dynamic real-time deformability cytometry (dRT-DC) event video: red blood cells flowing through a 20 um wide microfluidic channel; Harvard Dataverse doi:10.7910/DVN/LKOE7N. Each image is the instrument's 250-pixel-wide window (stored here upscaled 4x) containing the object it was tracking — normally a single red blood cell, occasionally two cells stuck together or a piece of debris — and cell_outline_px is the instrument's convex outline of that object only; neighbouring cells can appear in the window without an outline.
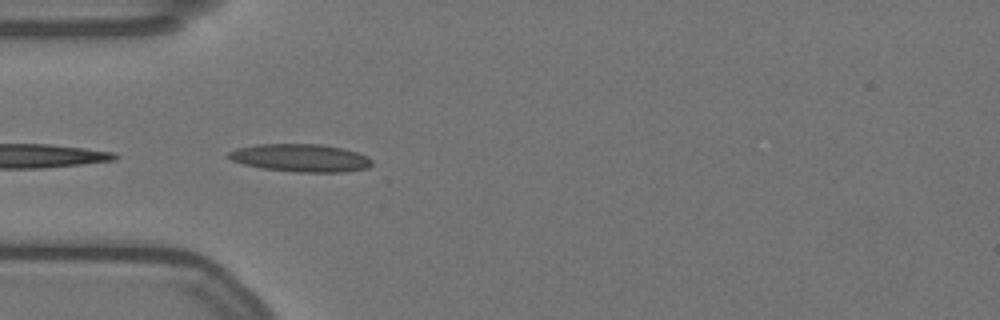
{"species": "Egyptian fruit bat (a non-hibernating species)", "species_latin": "Rousettus aegyptiacus", "temperature_condition": "warm", "stored_images_in_passage": 6, "camera_frame_rate_fps": 3000, "um_per_image_px": 0.085, "animal": {"sex": "female"}, "frame": {"image": 1, "passage_image": 1, "time_ms": 0.0, "image_size_px": [1000, 320], "cell_outline_px": [[372, 164], [368, 168], [344, 172], [296, 172], [260, 168], [244, 164], [232, 160], [224, 156], [228, 152], [236, 148], [256, 144], [324, 144], [344, 148], [368, 156], [372, 160]], "centroid_in_image_um": [25.54, 13.42], "position_along_channel_um": 59.5, "area_um2": 23.52}}